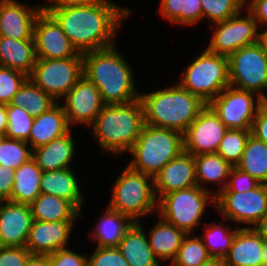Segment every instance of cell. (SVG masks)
Masks as SVG:
<instances>
[{"instance_id":"cell-46","label":"cell","mask_w":267,"mask_h":266,"mask_svg":"<svg viewBox=\"0 0 267 266\" xmlns=\"http://www.w3.org/2000/svg\"><path fill=\"white\" fill-rule=\"evenodd\" d=\"M251 135L267 144V101L259 108L253 120Z\"/></svg>"},{"instance_id":"cell-7","label":"cell","mask_w":267,"mask_h":266,"mask_svg":"<svg viewBox=\"0 0 267 266\" xmlns=\"http://www.w3.org/2000/svg\"><path fill=\"white\" fill-rule=\"evenodd\" d=\"M178 84L209 104L230 86L228 57L212 53L205 48L202 54L182 71Z\"/></svg>"},{"instance_id":"cell-26","label":"cell","mask_w":267,"mask_h":266,"mask_svg":"<svg viewBox=\"0 0 267 266\" xmlns=\"http://www.w3.org/2000/svg\"><path fill=\"white\" fill-rule=\"evenodd\" d=\"M35 40H15L0 36V66L15 69L29 76L36 64Z\"/></svg>"},{"instance_id":"cell-44","label":"cell","mask_w":267,"mask_h":266,"mask_svg":"<svg viewBox=\"0 0 267 266\" xmlns=\"http://www.w3.org/2000/svg\"><path fill=\"white\" fill-rule=\"evenodd\" d=\"M87 257L68 248L60 249L49 255V266H87Z\"/></svg>"},{"instance_id":"cell-23","label":"cell","mask_w":267,"mask_h":266,"mask_svg":"<svg viewBox=\"0 0 267 266\" xmlns=\"http://www.w3.org/2000/svg\"><path fill=\"white\" fill-rule=\"evenodd\" d=\"M74 142L70 130L62 137L32 149V159L43 172L70 168L76 147Z\"/></svg>"},{"instance_id":"cell-49","label":"cell","mask_w":267,"mask_h":266,"mask_svg":"<svg viewBox=\"0 0 267 266\" xmlns=\"http://www.w3.org/2000/svg\"><path fill=\"white\" fill-rule=\"evenodd\" d=\"M49 3L43 4V7H77V6H88L98 3L102 0H45Z\"/></svg>"},{"instance_id":"cell-24","label":"cell","mask_w":267,"mask_h":266,"mask_svg":"<svg viewBox=\"0 0 267 266\" xmlns=\"http://www.w3.org/2000/svg\"><path fill=\"white\" fill-rule=\"evenodd\" d=\"M117 248L129 266H160L140 221L134 222L125 232Z\"/></svg>"},{"instance_id":"cell-33","label":"cell","mask_w":267,"mask_h":266,"mask_svg":"<svg viewBox=\"0 0 267 266\" xmlns=\"http://www.w3.org/2000/svg\"><path fill=\"white\" fill-rule=\"evenodd\" d=\"M56 103L51 96L28 78L9 104L27 110L35 118L48 111Z\"/></svg>"},{"instance_id":"cell-12","label":"cell","mask_w":267,"mask_h":266,"mask_svg":"<svg viewBox=\"0 0 267 266\" xmlns=\"http://www.w3.org/2000/svg\"><path fill=\"white\" fill-rule=\"evenodd\" d=\"M213 205L223 219L253 227L267 212V184L245 192H219Z\"/></svg>"},{"instance_id":"cell-20","label":"cell","mask_w":267,"mask_h":266,"mask_svg":"<svg viewBox=\"0 0 267 266\" xmlns=\"http://www.w3.org/2000/svg\"><path fill=\"white\" fill-rule=\"evenodd\" d=\"M153 180L158 200L170 192L198 186L194 156L183 152L169 161Z\"/></svg>"},{"instance_id":"cell-36","label":"cell","mask_w":267,"mask_h":266,"mask_svg":"<svg viewBox=\"0 0 267 266\" xmlns=\"http://www.w3.org/2000/svg\"><path fill=\"white\" fill-rule=\"evenodd\" d=\"M190 236L183 238L177 256L170 263L172 266H199L212 258L200 236Z\"/></svg>"},{"instance_id":"cell-8","label":"cell","mask_w":267,"mask_h":266,"mask_svg":"<svg viewBox=\"0 0 267 266\" xmlns=\"http://www.w3.org/2000/svg\"><path fill=\"white\" fill-rule=\"evenodd\" d=\"M212 193L194 186L165 194L158 200V217L191 235L200 224L207 205L215 203Z\"/></svg>"},{"instance_id":"cell-31","label":"cell","mask_w":267,"mask_h":266,"mask_svg":"<svg viewBox=\"0 0 267 266\" xmlns=\"http://www.w3.org/2000/svg\"><path fill=\"white\" fill-rule=\"evenodd\" d=\"M43 171L30 158L15 170L14 184L10 200L15 203L30 205L40 192V180Z\"/></svg>"},{"instance_id":"cell-27","label":"cell","mask_w":267,"mask_h":266,"mask_svg":"<svg viewBox=\"0 0 267 266\" xmlns=\"http://www.w3.org/2000/svg\"><path fill=\"white\" fill-rule=\"evenodd\" d=\"M186 234L160 217V220L150 230L148 241L154 256L161 262L170 260L171 263L177 256L183 238Z\"/></svg>"},{"instance_id":"cell-17","label":"cell","mask_w":267,"mask_h":266,"mask_svg":"<svg viewBox=\"0 0 267 266\" xmlns=\"http://www.w3.org/2000/svg\"><path fill=\"white\" fill-rule=\"evenodd\" d=\"M33 221L30 205L0 201L1 246L26 247Z\"/></svg>"},{"instance_id":"cell-21","label":"cell","mask_w":267,"mask_h":266,"mask_svg":"<svg viewBox=\"0 0 267 266\" xmlns=\"http://www.w3.org/2000/svg\"><path fill=\"white\" fill-rule=\"evenodd\" d=\"M264 239L252 228L241 226L236 232L225 266H264Z\"/></svg>"},{"instance_id":"cell-4","label":"cell","mask_w":267,"mask_h":266,"mask_svg":"<svg viewBox=\"0 0 267 266\" xmlns=\"http://www.w3.org/2000/svg\"><path fill=\"white\" fill-rule=\"evenodd\" d=\"M145 124L172 129L182 134L207 105L198 96L182 88L172 87L140 94Z\"/></svg>"},{"instance_id":"cell-43","label":"cell","mask_w":267,"mask_h":266,"mask_svg":"<svg viewBox=\"0 0 267 266\" xmlns=\"http://www.w3.org/2000/svg\"><path fill=\"white\" fill-rule=\"evenodd\" d=\"M226 188L221 192H245L256 188L260 182L253 178L249 173L243 172L234 166L231 171Z\"/></svg>"},{"instance_id":"cell-41","label":"cell","mask_w":267,"mask_h":266,"mask_svg":"<svg viewBox=\"0 0 267 266\" xmlns=\"http://www.w3.org/2000/svg\"><path fill=\"white\" fill-rule=\"evenodd\" d=\"M27 79L23 72L0 66V104L8 105Z\"/></svg>"},{"instance_id":"cell-40","label":"cell","mask_w":267,"mask_h":266,"mask_svg":"<svg viewBox=\"0 0 267 266\" xmlns=\"http://www.w3.org/2000/svg\"><path fill=\"white\" fill-rule=\"evenodd\" d=\"M7 121L5 137L26 142L29 140L34 117H32L27 110L8 104Z\"/></svg>"},{"instance_id":"cell-6","label":"cell","mask_w":267,"mask_h":266,"mask_svg":"<svg viewBox=\"0 0 267 266\" xmlns=\"http://www.w3.org/2000/svg\"><path fill=\"white\" fill-rule=\"evenodd\" d=\"M108 207L128 216L133 222H139L152 212L157 213L158 199L153 177L127 165L113 184Z\"/></svg>"},{"instance_id":"cell-48","label":"cell","mask_w":267,"mask_h":266,"mask_svg":"<svg viewBox=\"0 0 267 266\" xmlns=\"http://www.w3.org/2000/svg\"><path fill=\"white\" fill-rule=\"evenodd\" d=\"M248 10L257 21L258 28L267 27V0H251L248 4Z\"/></svg>"},{"instance_id":"cell-47","label":"cell","mask_w":267,"mask_h":266,"mask_svg":"<svg viewBox=\"0 0 267 266\" xmlns=\"http://www.w3.org/2000/svg\"><path fill=\"white\" fill-rule=\"evenodd\" d=\"M15 170L0 164V201H9L14 184Z\"/></svg>"},{"instance_id":"cell-54","label":"cell","mask_w":267,"mask_h":266,"mask_svg":"<svg viewBox=\"0 0 267 266\" xmlns=\"http://www.w3.org/2000/svg\"><path fill=\"white\" fill-rule=\"evenodd\" d=\"M199 266H225L223 259L211 258L207 262L200 264Z\"/></svg>"},{"instance_id":"cell-9","label":"cell","mask_w":267,"mask_h":266,"mask_svg":"<svg viewBox=\"0 0 267 266\" xmlns=\"http://www.w3.org/2000/svg\"><path fill=\"white\" fill-rule=\"evenodd\" d=\"M230 86L256 93L267 101V54L254 43L228 56Z\"/></svg>"},{"instance_id":"cell-52","label":"cell","mask_w":267,"mask_h":266,"mask_svg":"<svg viewBox=\"0 0 267 266\" xmlns=\"http://www.w3.org/2000/svg\"><path fill=\"white\" fill-rule=\"evenodd\" d=\"M7 124V105L0 104V134H3L4 136Z\"/></svg>"},{"instance_id":"cell-14","label":"cell","mask_w":267,"mask_h":266,"mask_svg":"<svg viewBox=\"0 0 267 266\" xmlns=\"http://www.w3.org/2000/svg\"><path fill=\"white\" fill-rule=\"evenodd\" d=\"M228 128L207 104L183 133L184 152L193 156L217 153Z\"/></svg>"},{"instance_id":"cell-30","label":"cell","mask_w":267,"mask_h":266,"mask_svg":"<svg viewBox=\"0 0 267 266\" xmlns=\"http://www.w3.org/2000/svg\"><path fill=\"white\" fill-rule=\"evenodd\" d=\"M100 218L93 232L91 231L97 247H117L125 232L134 223L128 216L120 214L108 206Z\"/></svg>"},{"instance_id":"cell-28","label":"cell","mask_w":267,"mask_h":266,"mask_svg":"<svg viewBox=\"0 0 267 266\" xmlns=\"http://www.w3.org/2000/svg\"><path fill=\"white\" fill-rule=\"evenodd\" d=\"M194 160L196 165L197 184L200 188L210 192L211 190L207 186L210 182L211 184L214 183V185H216V183H218V185L221 184L222 186L217 189V191H214V196L226 188L228 181L224 182L223 180L225 178L228 180L230 171L233 168L229 162L225 161L217 153L199 154L194 156ZM204 183L207 184L205 185L207 189L204 187Z\"/></svg>"},{"instance_id":"cell-3","label":"cell","mask_w":267,"mask_h":266,"mask_svg":"<svg viewBox=\"0 0 267 266\" xmlns=\"http://www.w3.org/2000/svg\"><path fill=\"white\" fill-rule=\"evenodd\" d=\"M145 125L141 99L125 104L104 105L91 126L103 151L112 155L128 153Z\"/></svg>"},{"instance_id":"cell-16","label":"cell","mask_w":267,"mask_h":266,"mask_svg":"<svg viewBox=\"0 0 267 266\" xmlns=\"http://www.w3.org/2000/svg\"><path fill=\"white\" fill-rule=\"evenodd\" d=\"M63 99L70 128L77 124H88L91 127L104 106L99 89L85 76L78 80Z\"/></svg>"},{"instance_id":"cell-1","label":"cell","mask_w":267,"mask_h":266,"mask_svg":"<svg viewBox=\"0 0 267 266\" xmlns=\"http://www.w3.org/2000/svg\"><path fill=\"white\" fill-rule=\"evenodd\" d=\"M60 25L79 53L114 46L119 26L131 16L129 8H120L110 0L88 6L43 7Z\"/></svg>"},{"instance_id":"cell-29","label":"cell","mask_w":267,"mask_h":266,"mask_svg":"<svg viewBox=\"0 0 267 266\" xmlns=\"http://www.w3.org/2000/svg\"><path fill=\"white\" fill-rule=\"evenodd\" d=\"M34 220L57 222L61 220H77L81 215L70 201L50 194L40 193L30 204Z\"/></svg>"},{"instance_id":"cell-51","label":"cell","mask_w":267,"mask_h":266,"mask_svg":"<svg viewBox=\"0 0 267 266\" xmlns=\"http://www.w3.org/2000/svg\"><path fill=\"white\" fill-rule=\"evenodd\" d=\"M264 240H267V212L264 216L252 227Z\"/></svg>"},{"instance_id":"cell-15","label":"cell","mask_w":267,"mask_h":266,"mask_svg":"<svg viewBox=\"0 0 267 266\" xmlns=\"http://www.w3.org/2000/svg\"><path fill=\"white\" fill-rule=\"evenodd\" d=\"M33 38L37 59L83 57L56 20L45 10H42L35 20Z\"/></svg>"},{"instance_id":"cell-11","label":"cell","mask_w":267,"mask_h":266,"mask_svg":"<svg viewBox=\"0 0 267 266\" xmlns=\"http://www.w3.org/2000/svg\"><path fill=\"white\" fill-rule=\"evenodd\" d=\"M264 103L265 100L256 93L229 86L208 105L228 129L251 130L253 120Z\"/></svg>"},{"instance_id":"cell-35","label":"cell","mask_w":267,"mask_h":266,"mask_svg":"<svg viewBox=\"0 0 267 266\" xmlns=\"http://www.w3.org/2000/svg\"><path fill=\"white\" fill-rule=\"evenodd\" d=\"M205 233L201 237L208 253L212 258L224 259L228 254L232 241L239 226L232 230V226L211 222L205 225Z\"/></svg>"},{"instance_id":"cell-50","label":"cell","mask_w":267,"mask_h":266,"mask_svg":"<svg viewBox=\"0 0 267 266\" xmlns=\"http://www.w3.org/2000/svg\"><path fill=\"white\" fill-rule=\"evenodd\" d=\"M25 266H49V255L31 254Z\"/></svg>"},{"instance_id":"cell-19","label":"cell","mask_w":267,"mask_h":266,"mask_svg":"<svg viewBox=\"0 0 267 266\" xmlns=\"http://www.w3.org/2000/svg\"><path fill=\"white\" fill-rule=\"evenodd\" d=\"M76 220L45 222L34 220L30 228L26 248L32 254L50 255L65 249Z\"/></svg>"},{"instance_id":"cell-22","label":"cell","mask_w":267,"mask_h":266,"mask_svg":"<svg viewBox=\"0 0 267 266\" xmlns=\"http://www.w3.org/2000/svg\"><path fill=\"white\" fill-rule=\"evenodd\" d=\"M70 130L63 105L57 102L48 111L34 118L27 143L31 149H35L62 137Z\"/></svg>"},{"instance_id":"cell-45","label":"cell","mask_w":267,"mask_h":266,"mask_svg":"<svg viewBox=\"0 0 267 266\" xmlns=\"http://www.w3.org/2000/svg\"><path fill=\"white\" fill-rule=\"evenodd\" d=\"M31 254L26 247H1L0 266H25Z\"/></svg>"},{"instance_id":"cell-56","label":"cell","mask_w":267,"mask_h":266,"mask_svg":"<svg viewBox=\"0 0 267 266\" xmlns=\"http://www.w3.org/2000/svg\"><path fill=\"white\" fill-rule=\"evenodd\" d=\"M3 138H4V135L0 134V142L2 141Z\"/></svg>"},{"instance_id":"cell-13","label":"cell","mask_w":267,"mask_h":266,"mask_svg":"<svg viewBox=\"0 0 267 266\" xmlns=\"http://www.w3.org/2000/svg\"><path fill=\"white\" fill-rule=\"evenodd\" d=\"M246 13V16L240 12L225 21L213 23L215 30L206 49L228 57L242 47L257 43V21L249 11Z\"/></svg>"},{"instance_id":"cell-53","label":"cell","mask_w":267,"mask_h":266,"mask_svg":"<svg viewBox=\"0 0 267 266\" xmlns=\"http://www.w3.org/2000/svg\"><path fill=\"white\" fill-rule=\"evenodd\" d=\"M264 31H258L257 43L261 49L267 54V27H264Z\"/></svg>"},{"instance_id":"cell-39","label":"cell","mask_w":267,"mask_h":266,"mask_svg":"<svg viewBox=\"0 0 267 266\" xmlns=\"http://www.w3.org/2000/svg\"><path fill=\"white\" fill-rule=\"evenodd\" d=\"M203 19L216 23L225 21L245 9L246 0H200Z\"/></svg>"},{"instance_id":"cell-2","label":"cell","mask_w":267,"mask_h":266,"mask_svg":"<svg viewBox=\"0 0 267 266\" xmlns=\"http://www.w3.org/2000/svg\"><path fill=\"white\" fill-rule=\"evenodd\" d=\"M125 59L115 45L83 54V76L99 89L104 105L140 99L132 66Z\"/></svg>"},{"instance_id":"cell-37","label":"cell","mask_w":267,"mask_h":266,"mask_svg":"<svg viewBox=\"0 0 267 266\" xmlns=\"http://www.w3.org/2000/svg\"><path fill=\"white\" fill-rule=\"evenodd\" d=\"M251 135V130L228 129L218 147L217 154L233 167L242 157L246 142Z\"/></svg>"},{"instance_id":"cell-32","label":"cell","mask_w":267,"mask_h":266,"mask_svg":"<svg viewBox=\"0 0 267 266\" xmlns=\"http://www.w3.org/2000/svg\"><path fill=\"white\" fill-rule=\"evenodd\" d=\"M236 167L267 184V144L250 135Z\"/></svg>"},{"instance_id":"cell-5","label":"cell","mask_w":267,"mask_h":266,"mask_svg":"<svg viewBox=\"0 0 267 266\" xmlns=\"http://www.w3.org/2000/svg\"><path fill=\"white\" fill-rule=\"evenodd\" d=\"M183 152L181 132L145 124L129 151L133 159L128 166L154 178L169 161Z\"/></svg>"},{"instance_id":"cell-42","label":"cell","mask_w":267,"mask_h":266,"mask_svg":"<svg viewBox=\"0 0 267 266\" xmlns=\"http://www.w3.org/2000/svg\"><path fill=\"white\" fill-rule=\"evenodd\" d=\"M87 266H129L117 247H97L87 257Z\"/></svg>"},{"instance_id":"cell-10","label":"cell","mask_w":267,"mask_h":266,"mask_svg":"<svg viewBox=\"0 0 267 266\" xmlns=\"http://www.w3.org/2000/svg\"><path fill=\"white\" fill-rule=\"evenodd\" d=\"M82 76L83 57H69L37 59L28 78L56 102H61Z\"/></svg>"},{"instance_id":"cell-34","label":"cell","mask_w":267,"mask_h":266,"mask_svg":"<svg viewBox=\"0 0 267 266\" xmlns=\"http://www.w3.org/2000/svg\"><path fill=\"white\" fill-rule=\"evenodd\" d=\"M159 7L162 18L170 23L191 26L203 20L200 0H161Z\"/></svg>"},{"instance_id":"cell-55","label":"cell","mask_w":267,"mask_h":266,"mask_svg":"<svg viewBox=\"0 0 267 266\" xmlns=\"http://www.w3.org/2000/svg\"><path fill=\"white\" fill-rule=\"evenodd\" d=\"M262 256H263L264 266H267V240H264V249Z\"/></svg>"},{"instance_id":"cell-38","label":"cell","mask_w":267,"mask_h":266,"mask_svg":"<svg viewBox=\"0 0 267 266\" xmlns=\"http://www.w3.org/2000/svg\"><path fill=\"white\" fill-rule=\"evenodd\" d=\"M23 140L5 137L0 142V164L18 169L23 163L32 158V149Z\"/></svg>"},{"instance_id":"cell-18","label":"cell","mask_w":267,"mask_h":266,"mask_svg":"<svg viewBox=\"0 0 267 266\" xmlns=\"http://www.w3.org/2000/svg\"><path fill=\"white\" fill-rule=\"evenodd\" d=\"M43 6H27L17 0H0V36L33 39L34 23Z\"/></svg>"},{"instance_id":"cell-25","label":"cell","mask_w":267,"mask_h":266,"mask_svg":"<svg viewBox=\"0 0 267 266\" xmlns=\"http://www.w3.org/2000/svg\"><path fill=\"white\" fill-rule=\"evenodd\" d=\"M74 171L71 168L45 171L40 180L42 194L55 195L70 201L79 211L82 210L84 197L81 194Z\"/></svg>"}]
</instances>
